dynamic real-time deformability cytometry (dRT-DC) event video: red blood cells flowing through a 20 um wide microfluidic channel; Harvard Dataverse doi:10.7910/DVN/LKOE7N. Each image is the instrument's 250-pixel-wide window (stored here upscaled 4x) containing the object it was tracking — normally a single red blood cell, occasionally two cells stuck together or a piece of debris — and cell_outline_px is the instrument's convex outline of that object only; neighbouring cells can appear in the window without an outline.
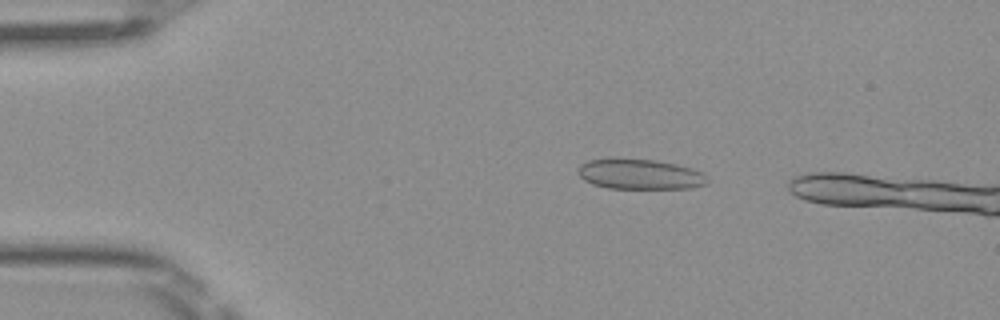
{"species": "Egyptian fruit bat (a non-hibernating species)", "species_latin": "Rousettus aegyptiacus", "temperature_condition": "room temperature", "stored_images_in_passage": 13, "camera_frame_rate_fps": 3000, "um_per_image_px": 0.085, "frame": {"image": 1, "passage_image": 8, "time_ms": 2.333, "image_size_px": [1000, 320], "cell_outline_px": [[708, 184], [692, 188], [608, 188], [592, 184], [584, 180], [576, 172], [580, 164], [588, 160], [608, 156], [612, 156], [656, 160], [676, 164], [692, 168], [704, 172], [708, 180]], "centroid_in_image_um": [54.35, 14.77], "position_along_channel_um": 30.7, "area_um2": 23.58}}